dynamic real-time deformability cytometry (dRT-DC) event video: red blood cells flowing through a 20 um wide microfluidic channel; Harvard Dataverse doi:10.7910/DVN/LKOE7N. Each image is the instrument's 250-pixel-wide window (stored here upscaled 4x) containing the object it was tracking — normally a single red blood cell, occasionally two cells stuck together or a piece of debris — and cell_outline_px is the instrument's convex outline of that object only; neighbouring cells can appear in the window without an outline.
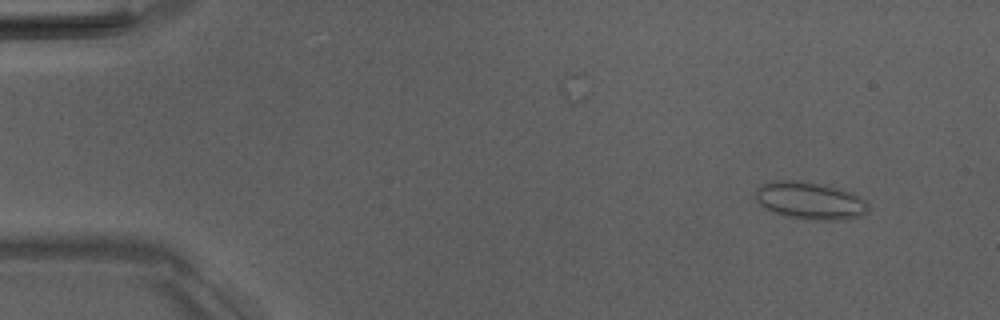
{"species": "Egyptian fruit bat (a non-hibernating species)", "species_latin": "Rousettus aegyptiacus", "temperature_condition": "room temperature", "stored_images_in_passage": 52, "camera_frame_rate_fps": 3000, "um_per_image_px": 0.085, "animal": {"sex": "male"}, "frame": {"image": 1, "passage_image": 5, "time_ms": 1.333, "image_size_px": [1000, 320], "cell_outline_px": [[868, 208], [860, 216], [844, 220], [804, 220], [784, 216], [764, 208], [756, 200], [756, 188], [772, 180], [792, 180], [824, 184], [852, 192], [868, 200]], "centroid_in_image_um": [68.86, 17.06], "position_along_channel_um": 16.1, "area_um2": 24.91}}
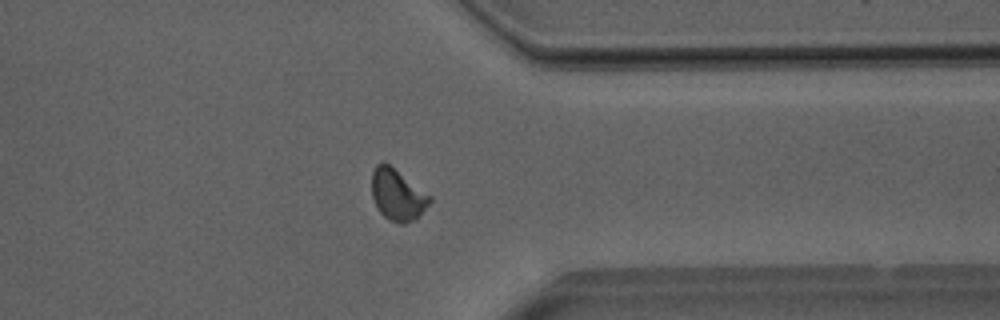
{"frame": {"image": 2, "passage_image": 41, "time_ms": 13.333, "image_size_px": [1000, 320], "cell_outline_px": [[432, 200], [416, 220], [404, 224], [400, 224], [388, 220], [380, 212], [372, 196], [372, 172], [376, 164], [380, 160], [384, 160], [432, 196]], "centroid_in_image_um": [33.79, 16.54], "position_along_channel_um": 377.6, "area_um2": 17.63}}
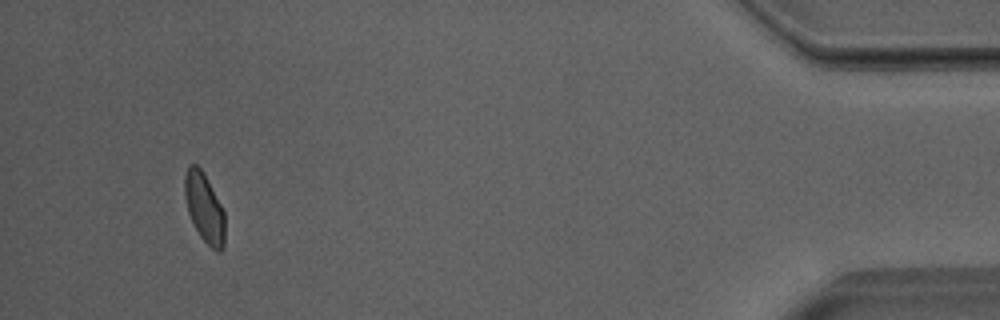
{"frame": {"image": 3, "passage_image": 49, "time_ms": 16.0, "image_size_px": [1000, 320], "cell_outline_px": [[224, 244], [220, 252], [216, 252], [200, 236], [188, 212], [184, 192], [184, 176], [188, 164], [196, 164], [204, 172], [224, 212]], "centroid_in_image_um": [17.36, 17.63], "position_along_channel_um": 417.8, "area_um2": 16.07}, "authors_computed_cell_mechanics": {"area_um2": 17.2244, "velocity_mm_per_s": 4.001, "shape_relaxation_time_tau1_ms": null, "shape_relaxation_time_tau2_ms": 1.2065, "deformation_change_tau1": null, "deformation_change_tau2": 0.0453}}